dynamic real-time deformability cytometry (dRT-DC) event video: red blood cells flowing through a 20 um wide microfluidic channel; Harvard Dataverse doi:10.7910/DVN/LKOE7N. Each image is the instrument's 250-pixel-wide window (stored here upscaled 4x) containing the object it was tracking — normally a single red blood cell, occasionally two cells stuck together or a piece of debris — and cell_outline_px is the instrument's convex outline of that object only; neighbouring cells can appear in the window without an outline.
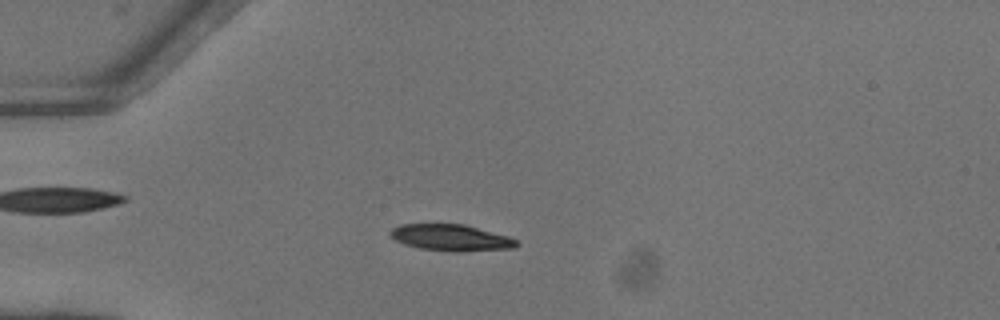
{"species": "common noctule bat (a hibernating species)", "species_latin": "Nyctalus noctula", "temperature_condition": "warm", "stored_images_in_passage": 7, "camera_frame_rate_fps": 3000, "um_per_image_px": 0.085, "animal": {"sex": "female"}, "frame": {"image": 1, "passage_image": 4, "time_ms": 1.0, "image_size_px": [1000, 320], "cell_outline_px": [[520, 244], [516, 248], [460, 252], [452, 252], [420, 248], [404, 244], [388, 236], [388, 232], [392, 228], [400, 224], [464, 224], [508, 236], [516, 240]], "centroid_in_image_um": [38.32, 20.21], "position_along_channel_um": 46.7, "area_um2": 19.65}}